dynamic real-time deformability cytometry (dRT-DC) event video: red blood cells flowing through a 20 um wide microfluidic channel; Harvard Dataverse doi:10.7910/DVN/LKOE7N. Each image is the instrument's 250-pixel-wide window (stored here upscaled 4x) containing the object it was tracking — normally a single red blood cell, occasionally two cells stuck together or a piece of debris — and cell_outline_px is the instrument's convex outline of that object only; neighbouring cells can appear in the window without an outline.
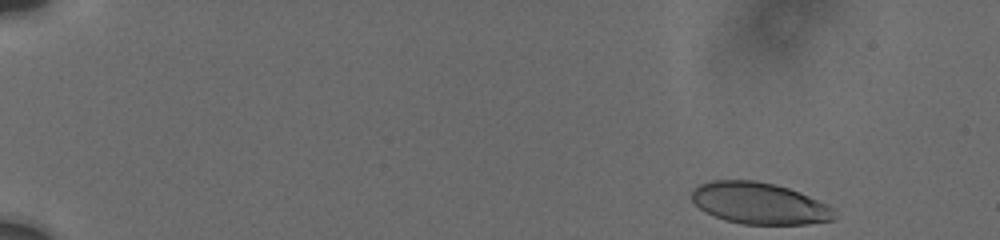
{"species": "human", "species_latin": "Homo sapiens", "temperature_condition": "cold", "stored_images_in_passage": 9, "camera_frame_rate_fps": 3000, "um_per_image_px": 0.085, "donor": {"sex": "male"}, "frame": {"image": 1, "passage_image": 1, "time_ms": 0.0, "image_size_px": [1000, 240], "cell_outline_px": [[832, 220], [808, 224], [744, 224], [724, 220], [704, 212], [692, 200], [692, 188], [700, 184], [712, 180], [756, 180], [776, 184], [800, 192], [828, 204], [832, 208]], "centroid_in_image_um": [64.5, 17.27], "position_along_channel_um": 20.5, "area_um2": 34.56}}
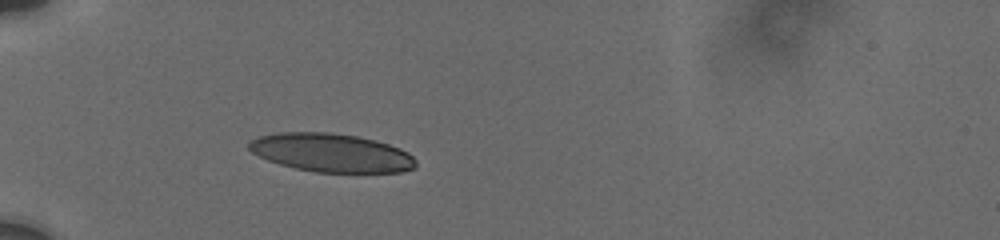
{"frame": {"image": 2, "passage_image": 6, "time_ms": 4.333, "image_size_px": [1000, 240], "cell_outline_px": [[416, 168], [400, 172], [316, 172], [296, 168], [280, 164], [268, 160], [252, 152], [248, 148], [248, 144], [252, 140], [260, 136], [276, 132], [328, 132], [356, 136], [376, 140], [400, 148], [408, 152], [416, 160]], "centroid_in_image_um": [28.18, 12.98], "position_along_channel_um": 56.8, "area_um2": 37.34}}
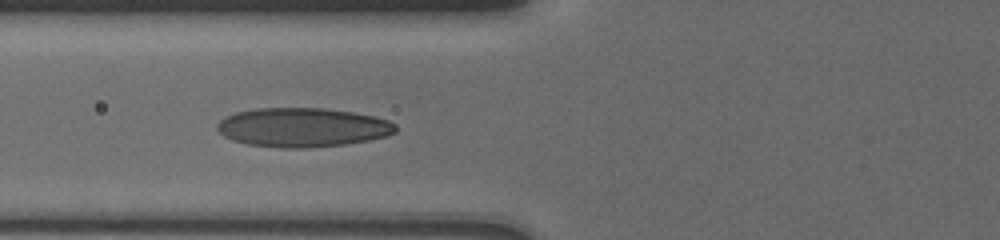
{"frame": {"image": 3, "passage_image": 8, "time_ms": 6.0, "image_size_px": [1000, 240], "cell_outline_px": [[396, 132], [384, 136], [368, 140], [344, 144], [304, 148], [284, 148], [248, 144], [232, 140], [224, 136], [216, 128], [216, 124], [224, 116], [236, 112], [256, 108], [324, 108], [352, 112], [372, 116], [388, 120], [396, 124]], "centroid_in_image_um": [25.68, 10.82], "position_along_channel_um": 100.1, "area_um2": 40.58}}